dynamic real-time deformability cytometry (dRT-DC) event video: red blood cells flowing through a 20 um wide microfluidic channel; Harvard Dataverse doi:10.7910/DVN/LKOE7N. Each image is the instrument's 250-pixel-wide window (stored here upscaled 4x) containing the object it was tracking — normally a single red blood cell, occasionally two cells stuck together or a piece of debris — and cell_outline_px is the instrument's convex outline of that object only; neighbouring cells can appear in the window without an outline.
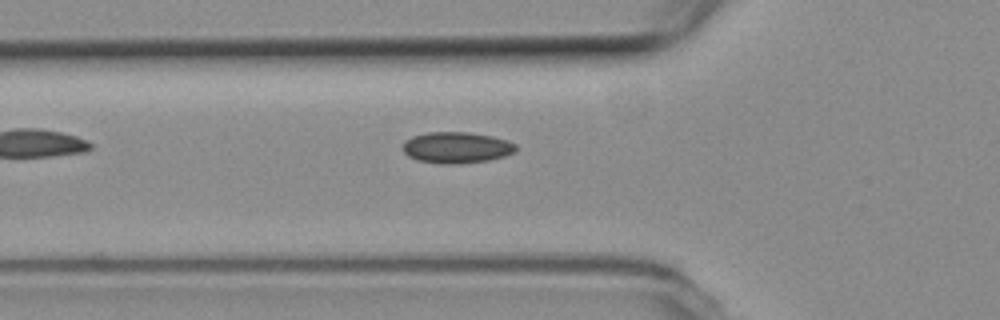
{"species": "common noctule bat (a hibernating species)", "species_latin": "Nyctalus noctula", "temperature_condition": "room temperature", "stored_images_in_passage": 33, "camera_frame_rate_fps": 3000, "um_per_image_px": 0.085, "animal": {"sex": "female", "body_mass_g": 19.3, "forearm_length_mm": 54.1}, "frame": {"image": 1, "passage_image": 3, "time_ms": 0.667, "image_size_px": [1000, 320], "cell_outline_px": [[516, 152], [504, 156], [488, 160], [460, 164], [440, 164], [416, 160], [408, 156], [400, 148], [404, 140], [412, 136], [428, 132], [468, 132], [492, 136], [508, 140], [516, 144]], "centroid_in_image_um": [38.77, 12.54], "position_along_channel_um": 87.0, "area_um2": 20.92}}
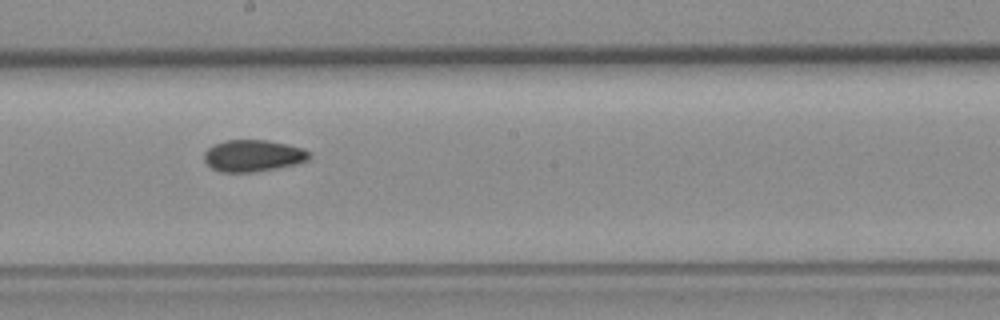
{"frame": {"image": 2, "passage_image": 14, "time_ms": 4.333, "image_size_px": [1000, 320], "cell_outline_px": [[312, 156], [308, 160], [296, 164], [256, 172], [220, 172], [212, 168], [204, 160], [204, 152], [212, 144], [228, 140], [268, 140], [288, 144], [304, 148]], "centroid_in_image_um": [21.52, 13.23], "position_along_channel_um": 226.7, "area_um2": 19.59}}
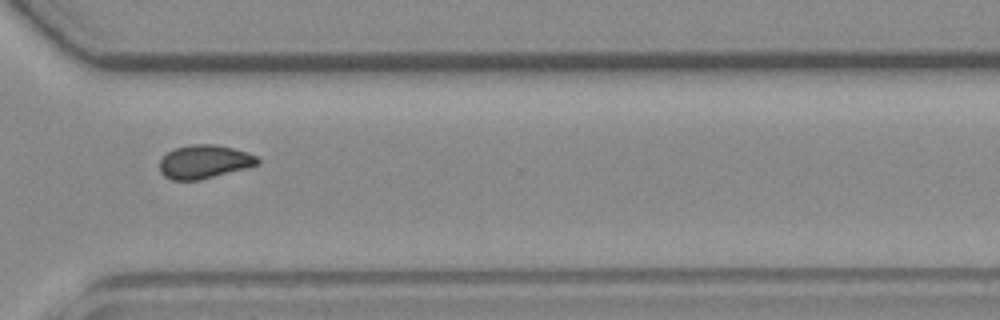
{"frame": {"image": 3, "passage_image": 24, "time_ms": 7.667, "image_size_px": [1000, 320], "cell_outline_px": [[260, 164], [248, 168], [200, 180], [172, 180], [164, 176], [160, 172], [160, 160], [168, 152], [176, 148], [192, 144], [216, 144], [248, 152], [256, 156], [260, 160]], "centroid_in_image_um": [17.39, 13.75], "position_along_channel_um": 353.2, "area_um2": 19.25}, "authors_computed_cell_mechanics": {"area_um2": 19.2474, "velocity_mm_per_s": 3.7945, "shape_relaxation_time_tau1_ms": null, "shape_relaxation_time_tau2_ms": 2.6423, "deformation_change_tau1": null, "deformation_change_tau2": 0.0562}}